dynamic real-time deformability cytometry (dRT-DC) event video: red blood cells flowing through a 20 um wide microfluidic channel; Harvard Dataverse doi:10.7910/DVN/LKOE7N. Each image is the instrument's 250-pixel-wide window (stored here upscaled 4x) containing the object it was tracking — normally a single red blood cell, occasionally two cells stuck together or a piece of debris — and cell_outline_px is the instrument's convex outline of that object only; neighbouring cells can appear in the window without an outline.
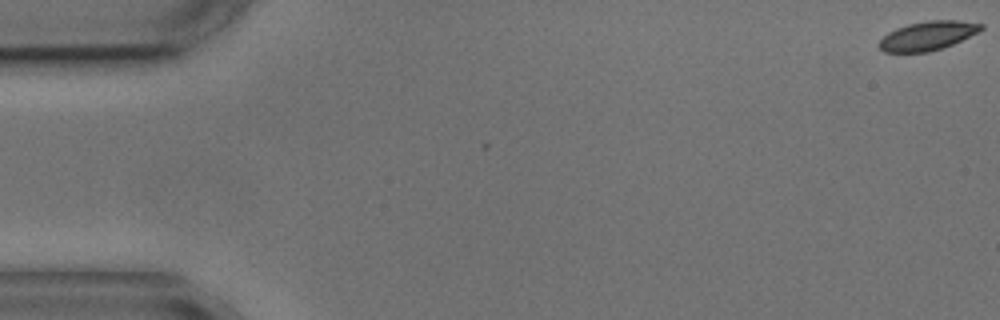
{"species": "common noctule bat (a hibernating species)", "species_latin": "Nyctalus noctula", "temperature_condition": "cold", "stored_images_in_passage": 7, "camera_frame_rate_fps": 3000, "um_per_image_px": 0.085, "animal": {"sex": "male", "body_mass_g": 17.9, "forearm_length_mm": 54.2}, "frame": {"image": 1, "passage_image": 1, "time_ms": 0.0, "image_size_px": [1000, 320], "cell_outline_px": [[984, 28], [980, 32], [952, 44], [928, 52], [884, 52], [880, 48], [880, 40], [888, 32], [896, 28], [908, 24], [928, 20], [956, 20], [984, 24]], "centroid_in_image_um": [78.88, 3.02], "position_along_channel_um": 6.1, "area_um2": 17.11}}
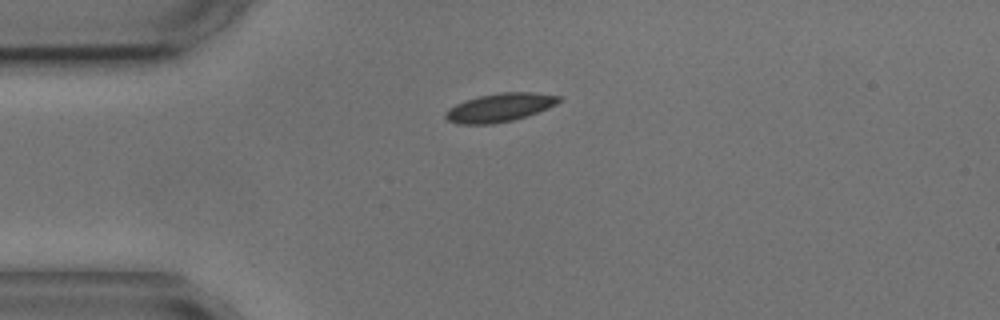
{"frame": {"image": 2, "passage_image": 4, "time_ms": 4.333, "image_size_px": [1000, 320], "cell_outline_px": [[564, 100], [548, 108], [512, 120], [492, 124], [460, 124], [448, 120], [444, 116], [444, 112], [448, 108], [464, 100], [480, 96], [500, 92], [536, 92], [560, 96]], "centroid_in_image_um": [42.48, 9.13], "position_along_channel_um": 42.5, "area_um2": 18.79}}